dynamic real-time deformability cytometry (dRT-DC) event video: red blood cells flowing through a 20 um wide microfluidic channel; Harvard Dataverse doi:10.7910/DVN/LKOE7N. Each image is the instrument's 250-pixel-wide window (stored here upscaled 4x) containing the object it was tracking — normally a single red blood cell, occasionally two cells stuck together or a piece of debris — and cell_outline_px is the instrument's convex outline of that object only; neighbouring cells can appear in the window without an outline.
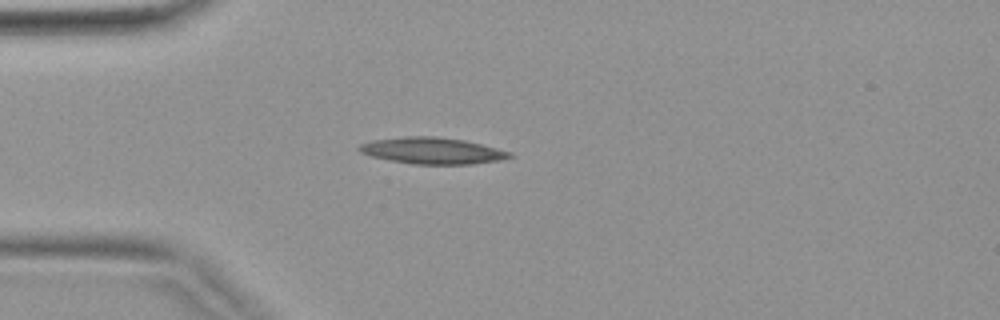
{"species": "common noctule bat (a hibernating species)", "species_latin": "Nyctalus noctula", "temperature_condition": "warm", "stored_images_in_passage": 31, "camera_frame_rate_fps": 3000, "um_per_image_px": 0.085, "animal": {"sex": "female", "body_mass_g": 19.9}, "frame": {"image": 1, "passage_image": 1, "time_ms": 0.0, "image_size_px": [1000, 320], "cell_outline_px": [[516, 156], [500, 160], [472, 164], [412, 164], [372, 156], [360, 152], [356, 148], [360, 144], [372, 140], [404, 136], [436, 136], [464, 140], [512, 152]], "centroid_in_image_um": [36.76, 12.8], "position_along_channel_um": 48.2, "area_um2": 23.18}}
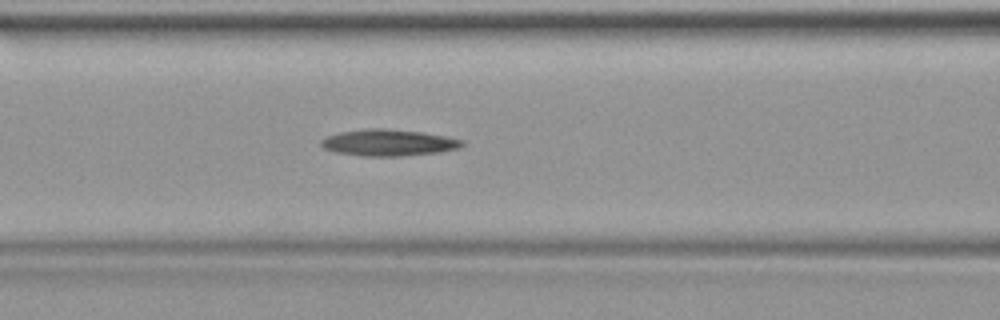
{"frame": {"image": 2, "passage_image": 7, "time_ms": 2.0, "image_size_px": [1000, 320], "cell_outline_px": [[464, 144], [460, 148], [440, 152], [400, 156], [364, 156], [336, 152], [324, 148], [320, 144], [320, 140], [324, 136], [340, 132], [368, 128], [388, 128], [424, 132], [464, 140]], "centroid_in_image_um": [33.02, 12.11], "position_along_channel_um": 133.6, "area_um2": 21.96}}
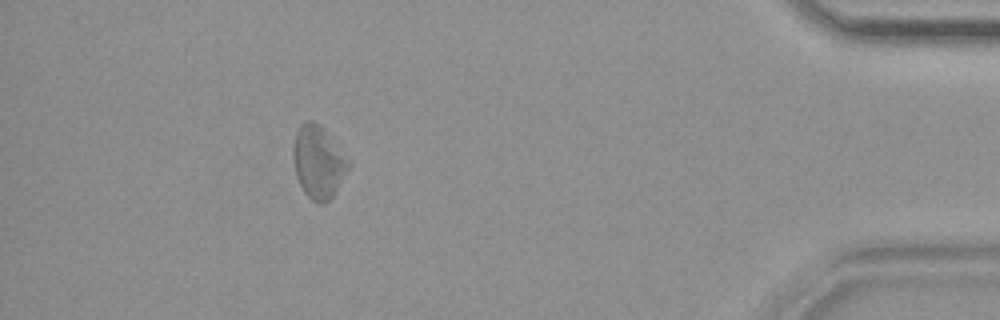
{"frame": {"image": 3, "passage_image": 27, "time_ms": 8.667, "image_size_px": [1000, 320], "cell_outline_px": [[352, 164], [332, 196], [324, 204], [316, 204], [304, 192], [296, 176], [292, 156], [292, 148], [296, 132], [300, 124], [308, 120], [312, 120], [320, 124]], "centroid_in_image_um": [27.03, 13.77], "position_along_channel_um": 408.2, "area_um2": 23.35}}